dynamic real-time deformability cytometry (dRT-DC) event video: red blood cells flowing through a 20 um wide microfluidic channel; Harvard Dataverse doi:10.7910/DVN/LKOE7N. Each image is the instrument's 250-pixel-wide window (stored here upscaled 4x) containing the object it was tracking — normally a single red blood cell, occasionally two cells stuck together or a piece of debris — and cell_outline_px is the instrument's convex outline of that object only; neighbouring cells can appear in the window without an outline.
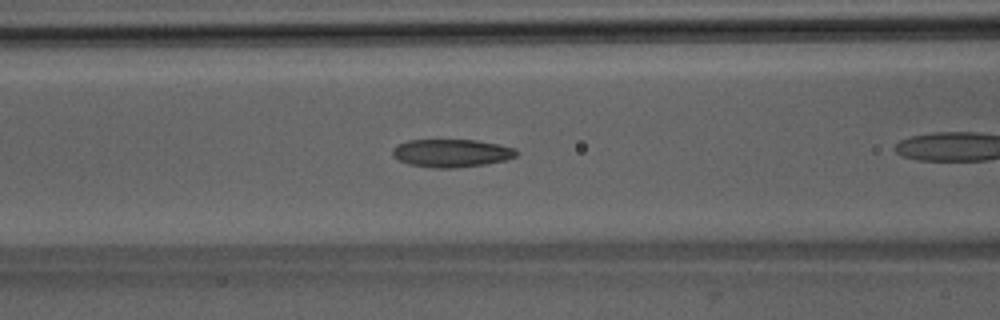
{"species": "Egyptian fruit bat (a non-hibernating species)", "species_latin": "Rousettus aegyptiacus", "temperature_condition": "room temperature", "stored_images_in_passage": 29, "camera_frame_rate_fps": 3000, "um_per_image_px": 0.085, "animal": {"sex": "male"}, "frame": {"image": 1, "passage_image": 5, "time_ms": 1.333, "image_size_px": [1000, 320], "cell_outline_px": [[520, 152], [516, 156], [508, 160], [484, 164], [456, 168], [432, 168], [408, 164], [392, 156], [392, 148], [396, 144], [408, 140], [476, 140], [500, 144], [516, 148]], "centroid_in_image_um": [38.4, 13.01], "position_along_channel_um": 128.2, "area_um2": 20.52}}